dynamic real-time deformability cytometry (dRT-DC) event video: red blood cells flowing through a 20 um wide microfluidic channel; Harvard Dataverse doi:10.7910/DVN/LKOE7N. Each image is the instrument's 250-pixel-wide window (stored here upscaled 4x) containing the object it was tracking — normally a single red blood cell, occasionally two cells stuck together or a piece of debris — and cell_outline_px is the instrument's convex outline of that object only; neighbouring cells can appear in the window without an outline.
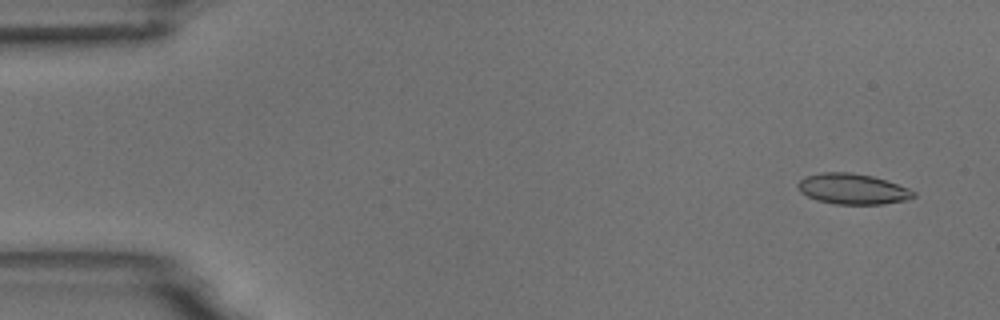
{"species": "common noctule bat (a hibernating species)", "species_latin": "Nyctalus noctula", "temperature_condition": "room temperature", "stored_images_in_passage": 6, "camera_frame_rate_fps": 3000, "um_per_image_px": 0.085, "animal": {"sex": "male", "body_mass_g": 18.8}, "frame": {"image": 1, "passage_image": 1, "time_ms": 0.0, "image_size_px": [1000, 320], "cell_outline_px": [[916, 196], [908, 200], [884, 204], [836, 204], [816, 200], [800, 192], [796, 184], [804, 176], [824, 172], [848, 172], [872, 176], [908, 188], [916, 192]], "centroid_in_image_um": [72.46, 16.07], "position_along_channel_um": 12.5, "area_um2": 20.63}}
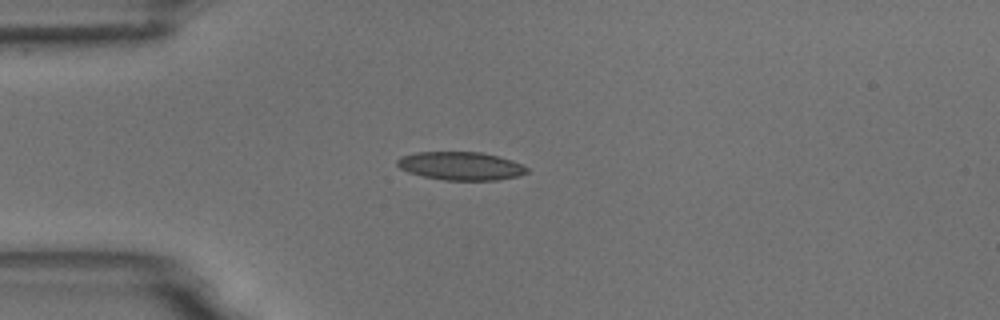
{"frame": {"image": 2, "passage_image": 4, "time_ms": 3.667, "image_size_px": [1000, 320], "cell_outline_px": [[528, 172], [516, 176], [496, 180], [444, 180], [424, 176], [408, 172], [400, 168], [396, 164], [396, 160], [400, 156], [416, 152], [480, 152], [512, 160], [528, 168]], "centroid_in_image_um": [39.12, 14.1], "position_along_channel_um": 45.9, "area_um2": 21.21}}